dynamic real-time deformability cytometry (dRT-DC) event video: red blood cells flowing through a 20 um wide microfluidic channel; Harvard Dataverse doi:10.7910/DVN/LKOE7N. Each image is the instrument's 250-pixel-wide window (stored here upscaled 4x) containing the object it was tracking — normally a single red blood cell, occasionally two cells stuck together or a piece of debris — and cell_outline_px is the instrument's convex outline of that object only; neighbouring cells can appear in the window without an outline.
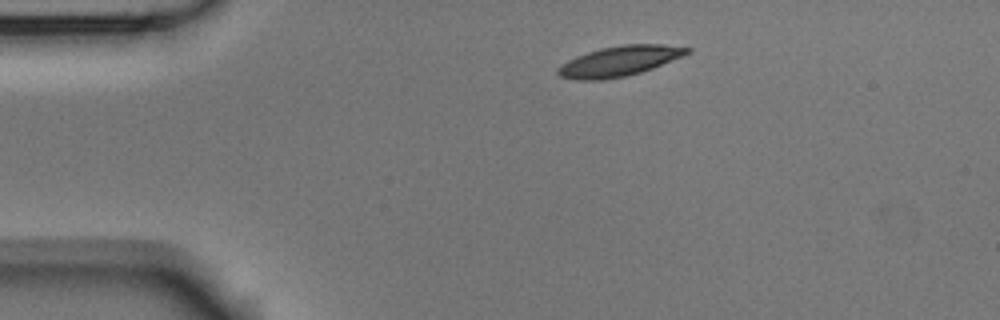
{"species": "Egyptian fruit bat (a non-hibernating species)", "species_latin": "Rousettus aegyptiacus", "temperature_condition": "room temperature", "stored_images_in_passage": 3, "camera_frame_rate_fps": 3000, "um_per_image_px": 0.085, "animal": {"sex": "male"}, "frame": {"image": 1, "passage_image": 1, "time_ms": 0.0, "image_size_px": [1000, 320], "cell_outline_px": [[692, 52], [652, 68], [640, 72], [624, 76], [604, 80], [576, 80], [560, 76], [556, 72], [556, 68], [560, 64], [576, 56], [600, 48], [624, 44], [664, 44], [692, 48]], "centroid_in_image_um": [52.63, 5.19], "position_along_channel_um": 32.4, "area_um2": 22.72}}
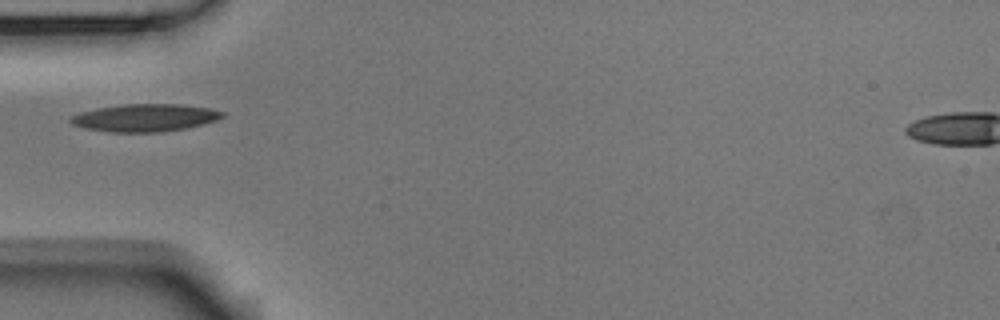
{"frame": {"image": 2, "passage_image": 3, "time_ms": 0.667, "image_size_px": [1000, 320], "cell_outline_px": [[224, 116], [216, 120], [204, 124], [184, 128], [160, 132], [108, 132], [84, 128], [72, 124], [68, 120], [72, 116], [80, 112], [96, 108], [124, 104], [180, 104], [208, 108], [224, 112]], "centroid_in_image_um": [12.29, 10.01], "position_along_channel_um": 72.7, "area_um2": 24.33}}